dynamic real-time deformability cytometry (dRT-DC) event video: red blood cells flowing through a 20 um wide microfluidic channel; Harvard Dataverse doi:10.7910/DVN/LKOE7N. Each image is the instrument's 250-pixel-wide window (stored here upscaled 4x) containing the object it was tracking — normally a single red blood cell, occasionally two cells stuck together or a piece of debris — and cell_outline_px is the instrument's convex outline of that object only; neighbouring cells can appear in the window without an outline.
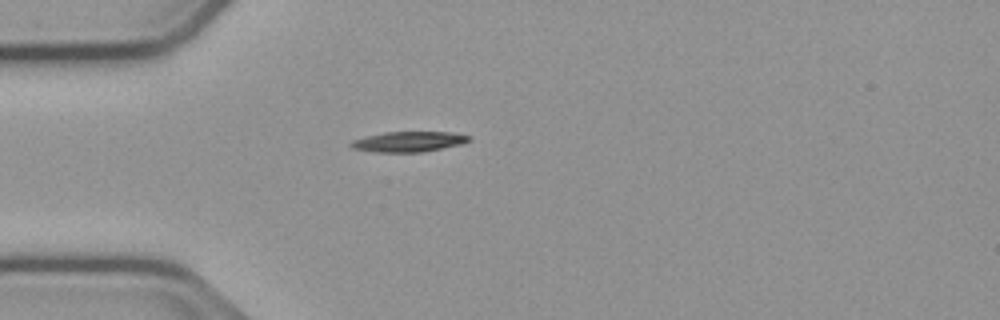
{"species": "common noctule bat (a hibernating species)", "species_latin": "Nyctalus noctula", "temperature_condition": "cold", "stored_images_in_passage": 40, "camera_frame_rate_fps": 3000, "um_per_image_px": 0.085, "animal": {"sex": "male", "body_mass_g": 23.1, "forearm_length_mm": 52.7}, "frame": {"image": 1, "passage_image": 1, "time_ms": 0.0, "image_size_px": [1000, 320], "cell_outline_px": [[472, 140], [460, 144], [420, 152], [376, 152], [352, 148], [348, 144], [352, 140], [384, 132], [448, 132], [472, 136]], "centroid_in_image_um": [34.72, 12.03], "position_along_channel_um": 50.3, "area_um2": 13.81}}
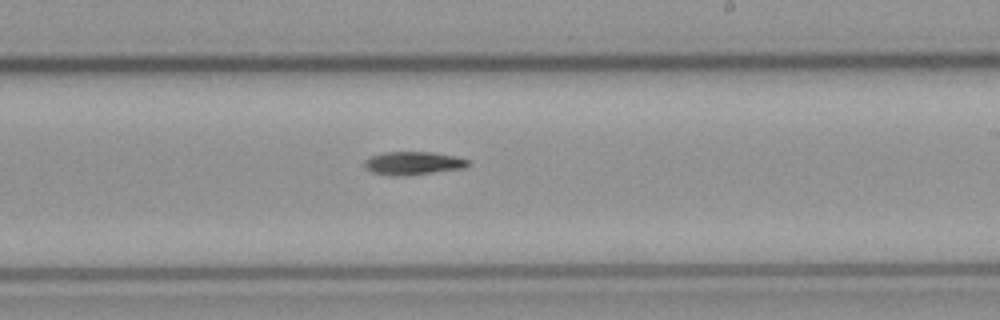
{"frame": {"image": 2, "passage_image": 18, "time_ms": 5.667, "image_size_px": [1000, 320], "cell_outline_px": [[472, 164], [464, 168], [404, 176], [392, 176], [372, 172], [364, 168], [364, 160], [372, 156], [384, 152], [432, 152], [456, 156], [468, 160]], "centroid_in_image_um": [35.11, 13.87], "position_along_channel_um": 253.9, "area_um2": 14.1}}
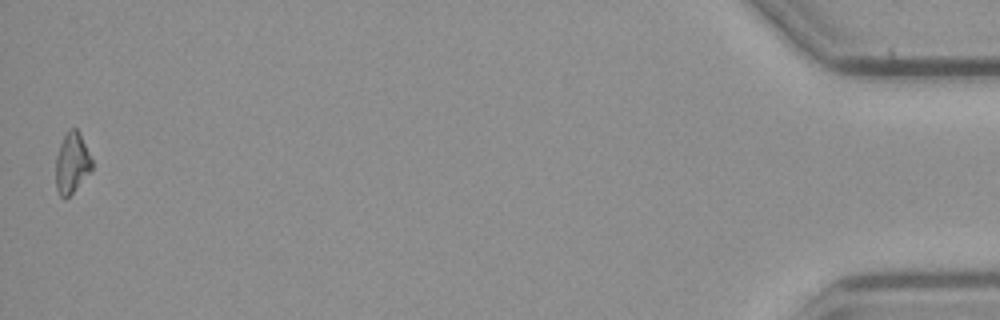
{"frame": {"image": 3, "passage_image": 40, "time_ms": 13.0, "image_size_px": [1000, 320], "cell_outline_px": [[92, 168], [72, 192], [68, 196], [60, 196], [56, 188], [56, 156], [60, 144], [68, 128], [76, 128], [80, 132], [92, 160]], "centroid_in_image_um": [6.1, 13.79], "position_along_channel_um": 429.1, "area_um2": 12.48}, "authors_computed_cell_mechanics": {"area_um2": 13.583, "velocity_mm_per_s": 3.7687, "shape_relaxation_time_tau1_ms": 7.4974, "shape_relaxation_time_tau2_ms": null, "deformation_change_tau1": 0.1596, "deformation_change_tau2": null}}